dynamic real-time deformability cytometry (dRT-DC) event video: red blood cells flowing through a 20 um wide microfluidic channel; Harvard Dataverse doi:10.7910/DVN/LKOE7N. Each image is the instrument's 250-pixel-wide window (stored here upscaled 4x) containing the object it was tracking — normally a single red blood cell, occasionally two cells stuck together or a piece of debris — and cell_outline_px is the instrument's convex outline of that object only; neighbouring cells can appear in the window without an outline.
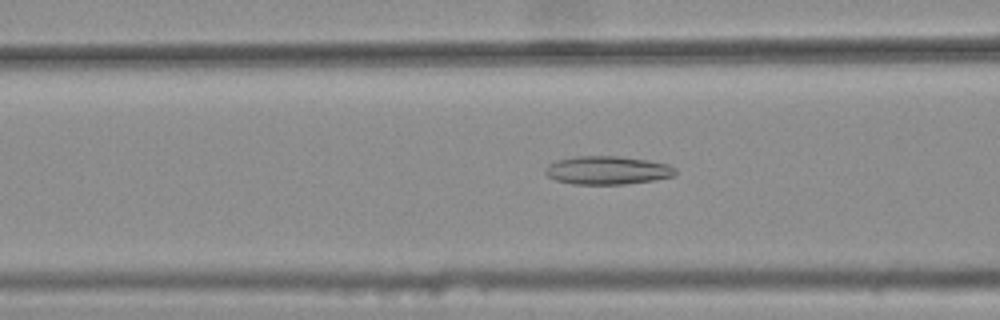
{"species": "common noctule bat (a hibernating species)", "species_latin": "Nyctalus noctula", "temperature_condition": "warm", "stored_images_in_passage": 45, "camera_frame_rate_fps": 3000, "um_per_image_px": 0.085, "animal": {"sex": "female", "body_mass_g": 25.1}, "frame": {"image": 1, "passage_image": 20, "time_ms": 6.333, "image_size_px": [1000, 320], "cell_outline_px": [[676, 176], [652, 180], [624, 184], [572, 184], [556, 180], [548, 176], [544, 172], [544, 168], [548, 164], [556, 160], [576, 156], [616, 156], [644, 160], [668, 164], [676, 168]], "centroid_in_image_um": [51.6, 14.47], "position_along_channel_um": 115.0, "area_um2": 21.44}}
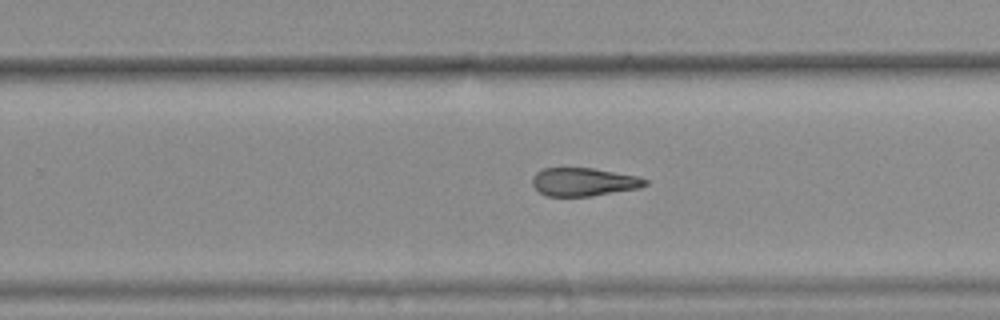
{"frame": {"image": 2, "passage_image": 33, "time_ms": 10.667, "image_size_px": [1000, 320], "cell_outline_px": [[648, 184], [640, 188], [592, 196], [548, 196], [540, 192], [532, 184], [532, 176], [536, 172], [544, 168], [592, 168], [640, 176], [648, 180]], "centroid_in_image_um": [49.65, 15.46], "position_along_channel_um": 280.2, "area_um2": 18.67}}
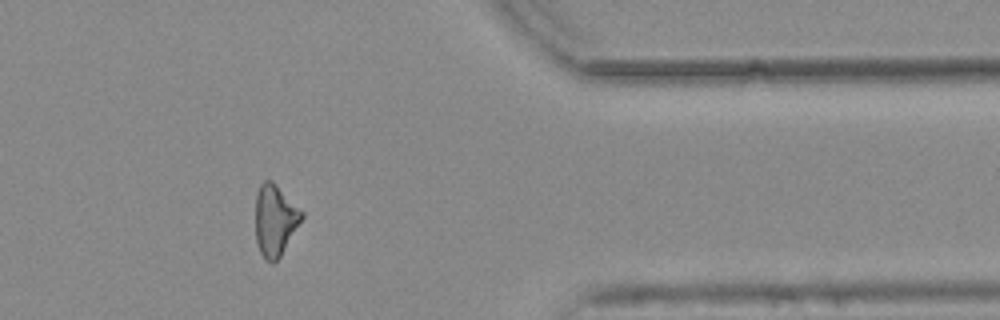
{"frame": {"image": 3, "passage_image": 43, "time_ms": 14.0, "image_size_px": [1000, 320], "cell_outline_px": [[304, 216], [280, 256], [272, 264], [260, 252], [256, 240], [256, 196], [260, 184], [264, 180], [272, 180], [304, 212]], "centroid_in_image_um": [23.38, 18.68], "position_along_channel_um": 388.0, "area_um2": 18.96}, "authors_computed_cell_mechanics": {"area_um2": 19.941, "velocity_mm_per_s": 3.8223, "shape_relaxation_time_tau1_ms": null, "shape_relaxation_time_tau2_ms": 7.7201, "deformation_change_tau1": null, "deformation_change_tau2": 0.2082}}